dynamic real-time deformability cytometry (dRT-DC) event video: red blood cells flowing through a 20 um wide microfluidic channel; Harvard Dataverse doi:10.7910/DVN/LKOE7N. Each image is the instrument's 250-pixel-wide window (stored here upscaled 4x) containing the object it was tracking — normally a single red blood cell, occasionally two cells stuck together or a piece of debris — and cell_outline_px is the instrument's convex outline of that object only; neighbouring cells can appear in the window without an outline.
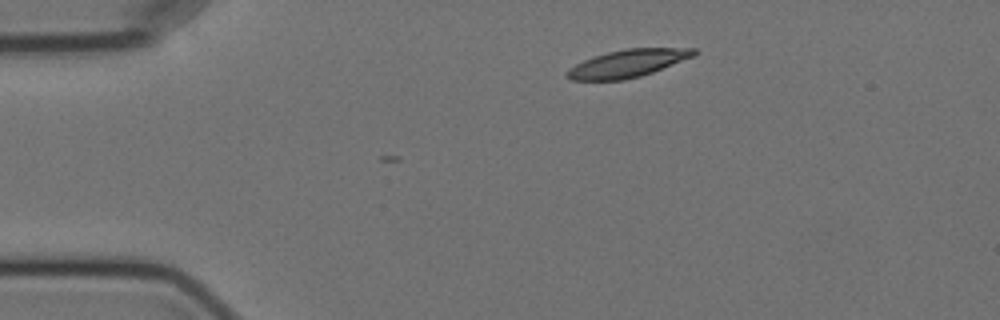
{"species": "Egyptian fruit bat (a non-hibernating species)", "species_latin": "Rousettus aegyptiacus", "temperature_condition": "cold", "stored_images_in_passage": 6, "camera_frame_rate_fps": 3000, "um_per_image_px": 0.085, "animal": {"sex": "female"}, "frame": {"image": 1, "passage_image": 1, "time_ms": 0.0, "image_size_px": [1000, 320], "cell_outline_px": [[700, 52], [696, 56], [652, 72], [640, 76], [624, 80], [572, 80], [564, 76], [576, 64], [592, 56], [608, 52], [628, 48], [696, 48]], "centroid_in_image_um": [53.42, 5.38], "position_along_channel_um": 31.6, "area_um2": 20.4}}